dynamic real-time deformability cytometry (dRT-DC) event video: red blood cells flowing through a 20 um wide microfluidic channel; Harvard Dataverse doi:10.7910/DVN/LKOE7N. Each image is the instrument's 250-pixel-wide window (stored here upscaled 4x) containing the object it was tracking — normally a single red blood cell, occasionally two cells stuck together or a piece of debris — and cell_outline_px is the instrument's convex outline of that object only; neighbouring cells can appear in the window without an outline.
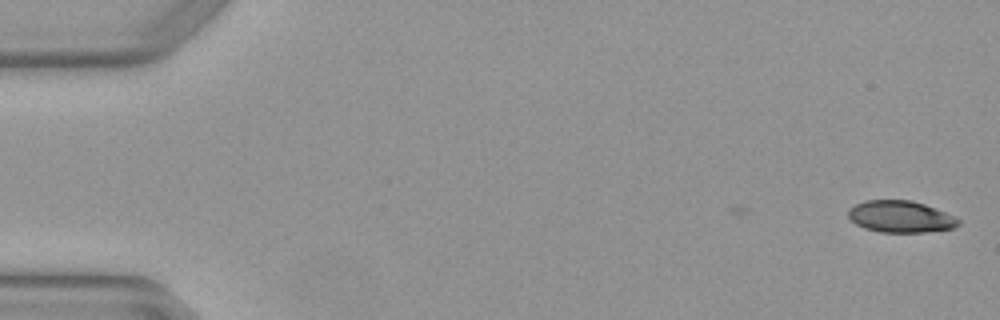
{"species": "Egyptian fruit bat (a non-hibernating species)", "species_latin": "Rousettus aegyptiacus", "temperature_condition": "warm", "stored_images_in_passage": 2, "camera_frame_rate_fps": 3000, "um_per_image_px": 0.085, "animal": {"sex": "female"}, "frame": {"image": 1, "passage_image": 2, "time_ms": 0.333, "image_size_px": [1000, 320], "cell_outline_px": [[960, 224], [952, 228], [924, 232], [880, 232], [864, 228], [856, 224], [848, 216], [848, 208], [864, 200], [912, 200], [924, 204], [956, 216], [960, 220]], "centroid_in_image_um": [76.54, 18.41], "position_along_channel_um": 8.5, "area_um2": 20.4}}